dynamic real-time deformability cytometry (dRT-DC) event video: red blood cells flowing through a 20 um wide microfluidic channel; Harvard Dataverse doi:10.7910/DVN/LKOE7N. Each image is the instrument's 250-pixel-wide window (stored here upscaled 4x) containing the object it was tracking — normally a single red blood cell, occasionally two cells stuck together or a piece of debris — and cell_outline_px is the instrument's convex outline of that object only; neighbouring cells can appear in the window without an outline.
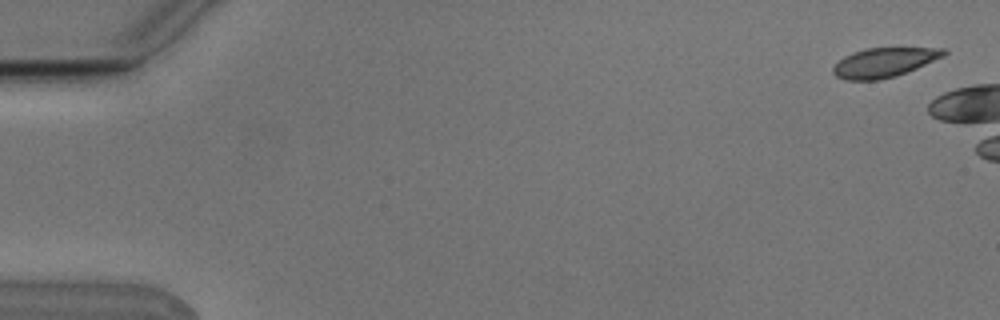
{"species": "Egyptian fruit bat (a non-hibernating species)", "species_latin": "Rousettus aegyptiacus", "temperature_condition": "cold", "stored_images_in_passage": 6, "camera_frame_rate_fps": 3000, "um_per_image_px": 0.085, "animal": {"sex": "male"}, "frame": {"image": 1, "passage_image": 1, "time_ms": 0.0, "image_size_px": [1000, 320], "cell_outline_px": [[948, 52], [944, 56], [916, 68], [896, 76], [880, 80], [844, 80], [836, 76], [832, 72], [832, 68], [844, 56], [852, 52], [864, 48], [948, 48]], "centroid_in_image_um": [75.14, 5.31], "position_along_channel_um": 9.9, "area_um2": 19.02}}